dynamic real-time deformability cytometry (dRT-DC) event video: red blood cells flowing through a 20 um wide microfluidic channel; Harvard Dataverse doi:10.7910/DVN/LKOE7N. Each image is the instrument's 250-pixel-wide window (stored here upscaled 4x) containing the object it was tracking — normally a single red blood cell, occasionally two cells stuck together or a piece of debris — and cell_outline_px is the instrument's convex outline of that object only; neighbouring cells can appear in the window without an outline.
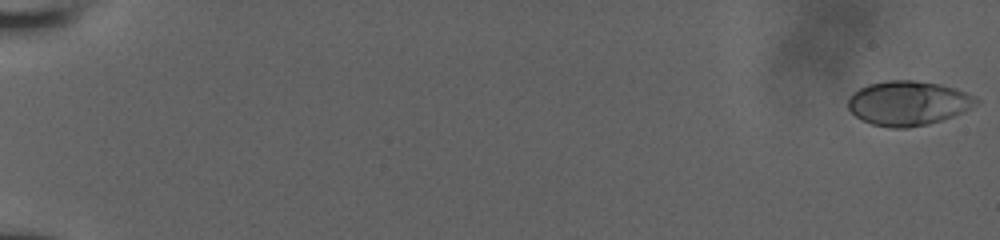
{"species": "human", "species_latin": "Homo sapiens", "temperature_condition": "room temperature", "stored_images_in_passage": 67, "camera_frame_rate_fps": 3000, "um_per_image_px": 0.085, "donor": {"sex": "male"}, "frame": {"image": 1, "passage_image": 1, "time_ms": 0.0, "image_size_px": [1000, 240], "cell_outline_px": [[980, 100], [976, 104], [952, 116], [928, 124], [908, 128], [888, 128], [872, 124], [860, 120], [848, 108], [848, 96], [852, 92], [868, 84], [888, 80], [912, 80], [940, 84], [956, 88], [976, 96]], "centroid_in_image_um": [77.16, 8.76], "position_along_channel_um": 7.8, "area_um2": 33.29}}
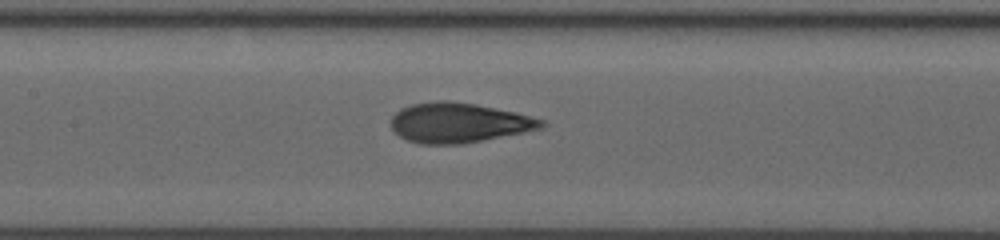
{"frame": {"image": 2, "passage_image": 43, "time_ms": 9.333, "image_size_px": [1000, 240], "cell_outline_px": [[548, 124], [544, 128], [460, 144], [420, 144], [408, 140], [400, 136], [392, 128], [392, 116], [400, 108], [412, 104], [436, 100], [448, 100], [476, 104], [516, 112], [544, 120]], "centroid_in_image_um": [39.0, 10.42], "position_along_channel_um": 168.4, "area_um2": 34.85}}
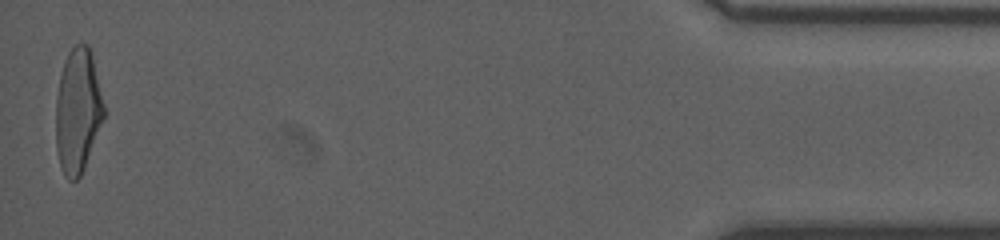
{"frame": {"image": 3, "passage_image": 67, "time_ms": 17.667, "image_size_px": [1000, 240], "cell_outline_px": [[104, 120], [80, 176], [76, 180], [68, 180], [64, 176], [60, 164], [56, 148], [56, 96], [60, 76], [64, 60], [68, 52], [76, 44], [88, 44], [92, 52], [104, 104]], "centroid_in_image_um": [6.61, 9.4], "position_along_channel_um": 428.6, "area_um2": 34.97}}